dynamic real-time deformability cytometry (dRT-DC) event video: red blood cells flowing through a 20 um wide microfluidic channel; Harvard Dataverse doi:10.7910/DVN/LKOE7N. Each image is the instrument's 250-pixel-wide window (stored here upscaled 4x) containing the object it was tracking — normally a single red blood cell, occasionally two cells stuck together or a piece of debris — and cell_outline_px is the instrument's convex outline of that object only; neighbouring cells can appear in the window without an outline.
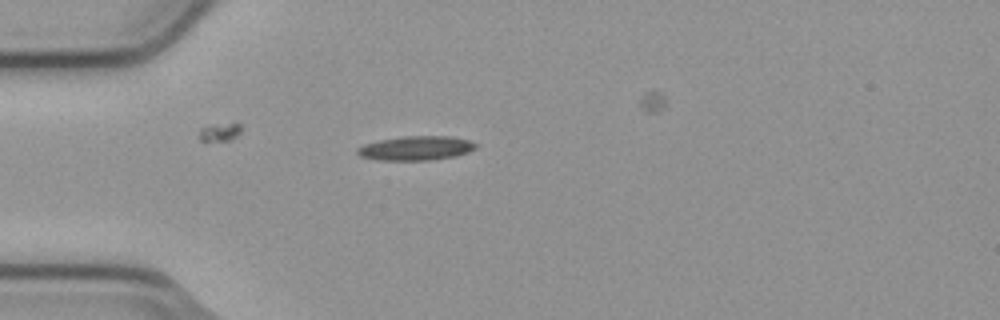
{"species": "common noctule bat (a hibernating species)", "species_latin": "Nyctalus noctula", "temperature_condition": "cold", "stored_images_in_passage": 2, "camera_frame_rate_fps": 3000, "um_per_image_px": 0.085, "animal": {"sex": "male", "body_mass_g": 23.1, "forearm_length_mm": 52.7}, "frame": {"image": 1, "passage_image": 1, "time_ms": 0.0, "image_size_px": [1000, 320], "cell_outline_px": [[476, 148], [468, 152], [456, 156], [432, 160], [380, 160], [360, 156], [356, 152], [356, 148], [364, 144], [380, 140], [404, 136], [452, 136], [468, 140], [476, 144]], "centroid_in_image_um": [35.36, 12.59], "position_along_channel_um": 49.6, "area_um2": 16.7}}